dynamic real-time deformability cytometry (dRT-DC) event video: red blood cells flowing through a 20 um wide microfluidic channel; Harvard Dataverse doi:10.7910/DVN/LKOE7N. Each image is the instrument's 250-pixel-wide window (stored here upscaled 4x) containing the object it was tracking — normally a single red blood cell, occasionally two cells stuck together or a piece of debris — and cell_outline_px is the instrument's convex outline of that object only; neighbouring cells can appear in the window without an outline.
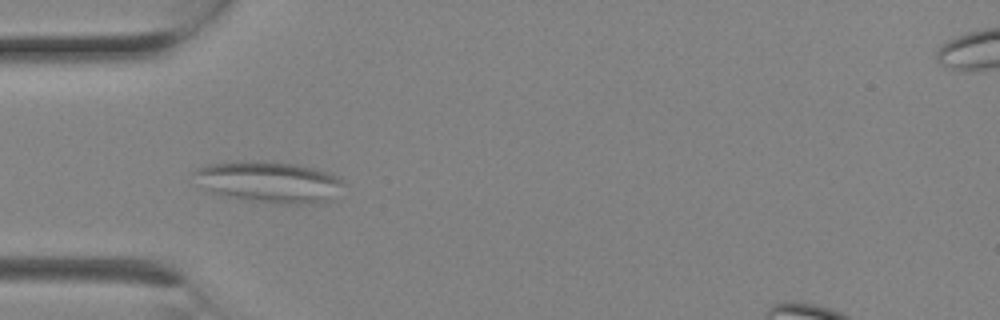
{"species": "Egyptian fruit bat (a non-hibernating species)", "species_latin": "Rousettus aegyptiacus", "temperature_condition": "room temperature", "stored_images_in_passage": 1, "camera_frame_rate_fps": 3000, "um_per_image_px": 0.085, "animal": {"sex": "female"}, "frame": {"image": 1, "passage_image": 1, "time_ms": 0.0, "image_size_px": [1000, 320], "cell_outline_px": [[344, 184], [332, 200], [324, 204], [272, 204], [224, 196], [212, 192], [204, 188], [192, 172], [196, 168], [208, 164], [240, 160], [252, 160], [296, 164], [328, 172], [344, 180]], "centroid_in_image_um": [22.91, 15.48], "position_along_channel_um": 62.1, "area_um2": 36.41}}